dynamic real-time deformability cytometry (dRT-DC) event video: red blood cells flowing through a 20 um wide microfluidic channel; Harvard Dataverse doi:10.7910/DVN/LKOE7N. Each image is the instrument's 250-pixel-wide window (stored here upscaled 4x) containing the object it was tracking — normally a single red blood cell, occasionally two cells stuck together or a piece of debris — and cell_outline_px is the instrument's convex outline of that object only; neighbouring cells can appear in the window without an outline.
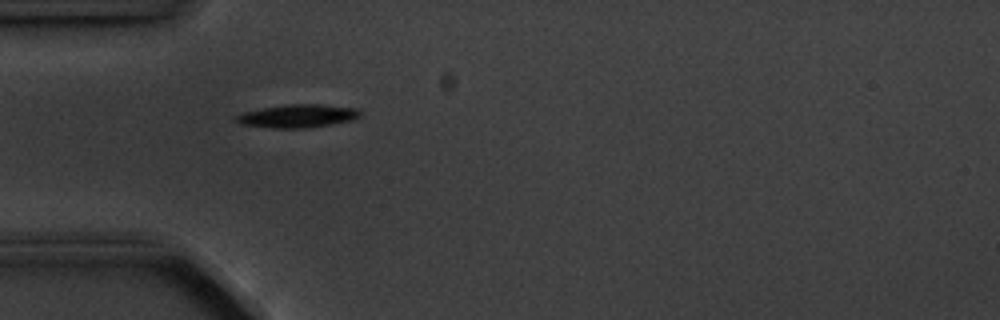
{"species": "common noctule bat (a hibernating species)", "species_latin": "Nyctalus noctula", "temperature_condition": "cold", "stored_images_in_passage": 2, "camera_frame_rate_fps": 3000, "um_per_image_px": 0.085, "animal": {"sex": "male", "body_mass_g": 20.1, "forearm_length_mm": 53.5}, "frame": {"image": 1, "passage_image": 1, "time_ms": 0.0, "image_size_px": [1000, 320], "cell_outline_px": [[360, 116], [352, 120], [332, 124], [308, 128], [272, 128], [240, 124], [232, 120], [232, 116], [244, 112], [284, 104], [320, 104], [356, 108], [360, 112]], "centroid_in_image_um": [25.24, 9.86], "position_along_channel_um": 59.8, "area_um2": 16.88}}
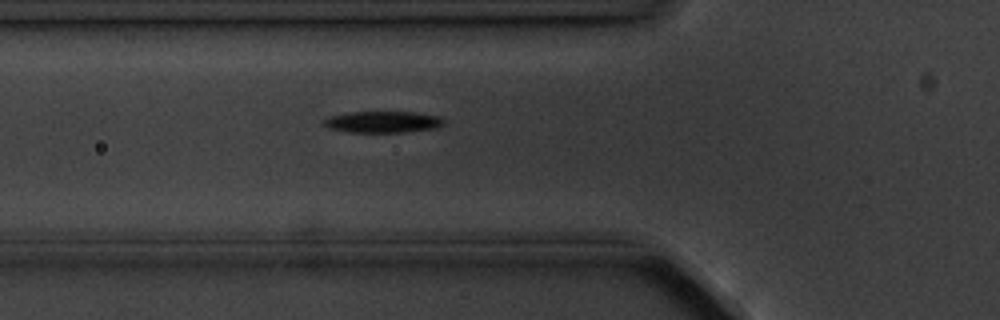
{"frame": {"image": 2, "passage_image": 2, "time_ms": 1.0, "image_size_px": [1000, 320], "cell_outline_px": [[444, 124], [436, 128], [404, 132], [348, 132], [328, 128], [320, 124], [324, 120], [332, 116], [348, 112], [416, 112], [440, 116], [444, 120]], "centroid_in_image_um": [32.54, 10.36], "position_along_channel_um": 93.3, "area_um2": 15.09}}